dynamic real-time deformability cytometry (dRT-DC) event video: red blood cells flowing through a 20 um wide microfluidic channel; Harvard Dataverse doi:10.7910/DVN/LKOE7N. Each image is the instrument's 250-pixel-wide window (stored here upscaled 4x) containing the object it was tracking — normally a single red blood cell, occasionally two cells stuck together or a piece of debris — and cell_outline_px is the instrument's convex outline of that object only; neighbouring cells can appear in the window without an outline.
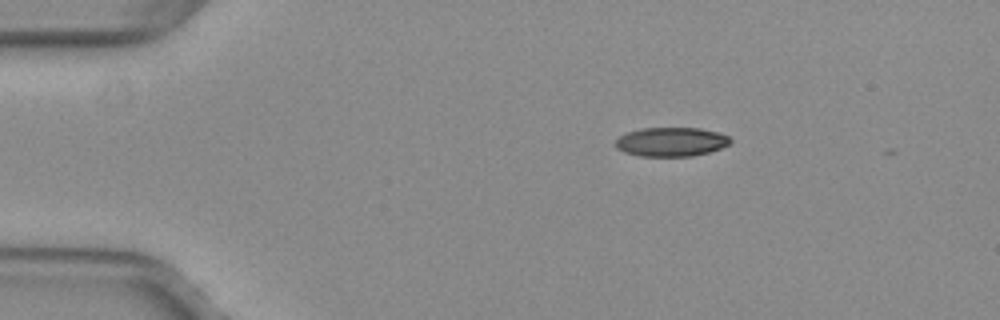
{"species": "common noctule bat (a hibernating species)", "species_latin": "Nyctalus noctula", "temperature_condition": "warm", "stored_images_in_passage": 39, "camera_frame_rate_fps": 3000, "um_per_image_px": 0.085, "animal": {"sex": "female", "body_mass_g": 29.2, "forearm_length_mm": 56.3}, "frame": {"image": 1, "passage_image": 1, "time_ms": 0.0, "image_size_px": [1000, 320], "cell_outline_px": [[732, 140], [728, 144], [720, 148], [708, 152], [692, 156], [640, 156], [624, 152], [616, 148], [616, 140], [620, 136], [628, 132], [640, 128], [700, 128], [716, 132], [728, 136]], "centroid_in_image_um": [57.03, 12.05], "position_along_channel_um": 28.0, "area_um2": 19.31}}
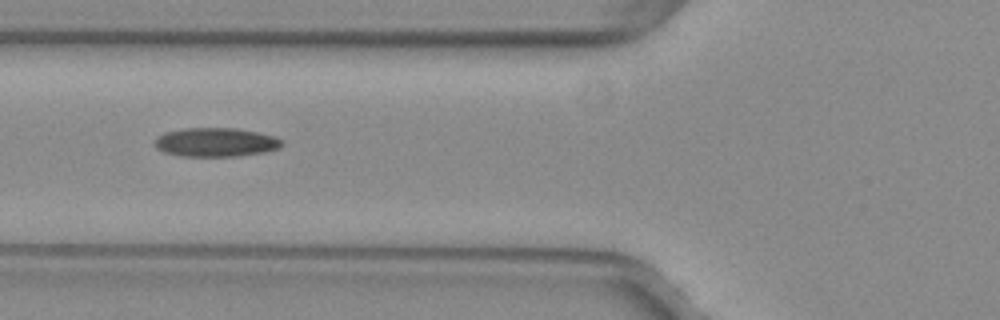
{"frame": {"image": 2, "passage_image": 12, "time_ms": 3.667, "image_size_px": [1000, 320], "cell_outline_px": [[284, 144], [280, 148], [268, 152], [240, 156], [180, 156], [164, 152], [156, 148], [156, 136], [164, 132], [188, 128], [236, 128], [276, 136], [284, 140]], "centroid_in_image_um": [18.4, 12.09], "position_along_channel_um": 107.4, "area_um2": 21.68}}
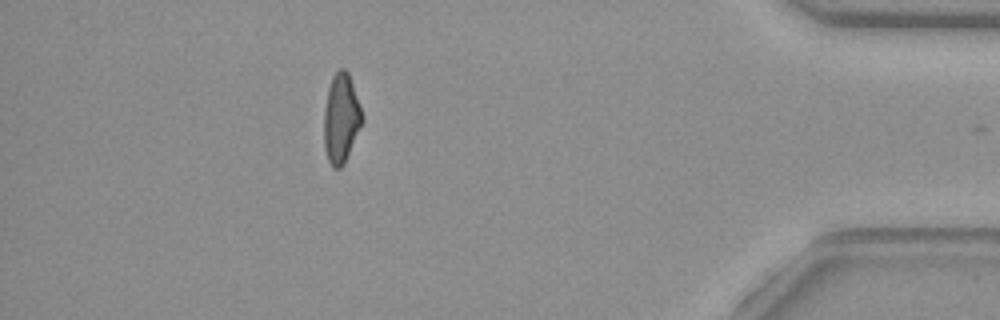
{"frame": {"image": 3, "passage_image": 38, "time_ms": 12.333, "image_size_px": [1000, 320], "cell_outline_px": [[364, 120], [344, 164], [340, 168], [332, 168], [328, 160], [324, 148], [324, 108], [328, 88], [332, 76], [340, 68], [344, 68], [348, 72], [360, 104], [364, 116]], "centroid_in_image_um": [29.0, 10.07], "position_along_channel_um": 406.2, "area_um2": 20.06}, "authors_computed_cell_mechanics": {"area_um2": 20.519, "velocity_mm_per_s": 4.0211, "shape_relaxation_time_tau1_ms": null, "shape_relaxation_time_tau2_ms": 5.7851, "deformation_change_tau1": null, "deformation_change_tau2": 0.1425}}